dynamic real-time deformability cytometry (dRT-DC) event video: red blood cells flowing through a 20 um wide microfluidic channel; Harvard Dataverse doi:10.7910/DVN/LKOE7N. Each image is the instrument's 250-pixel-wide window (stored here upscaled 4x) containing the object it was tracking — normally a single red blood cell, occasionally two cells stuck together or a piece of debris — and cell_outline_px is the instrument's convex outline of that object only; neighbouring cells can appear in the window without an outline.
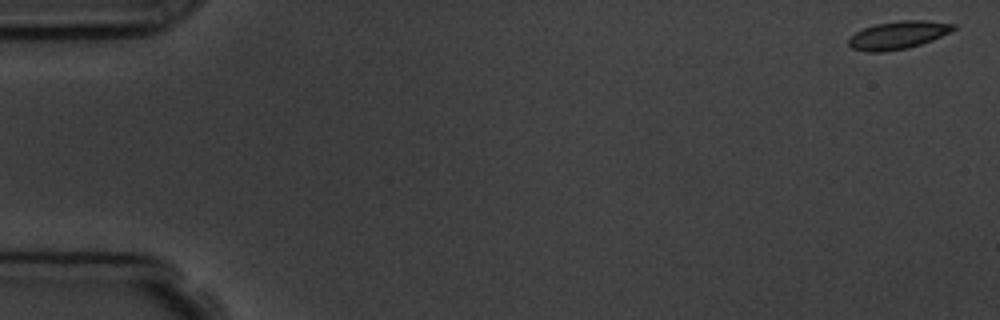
{"species": "common noctule bat (a hibernating species)", "species_latin": "Nyctalus noctula", "temperature_condition": "room temperature", "stored_images_in_passage": 4, "camera_frame_rate_fps": 3000, "um_per_image_px": 0.085, "animal": {"sex": "male", "body_mass_g": 19.5, "forearm_length_mm": 54.6}, "frame": {"image": 1, "passage_image": 1, "time_ms": 0.0, "image_size_px": [1000, 320], "cell_outline_px": [[956, 28], [932, 40], [908, 48], [884, 52], [868, 52], [852, 48], [848, 44], [848, 40], [856, 32], [864, 28], [876, 24], [900, 20], [928, 20], [956, 24]], "centroid_in_image_um": [76.33, 2.98], "position_along_channel_um": 8.7, "area_um2": 16.94}}